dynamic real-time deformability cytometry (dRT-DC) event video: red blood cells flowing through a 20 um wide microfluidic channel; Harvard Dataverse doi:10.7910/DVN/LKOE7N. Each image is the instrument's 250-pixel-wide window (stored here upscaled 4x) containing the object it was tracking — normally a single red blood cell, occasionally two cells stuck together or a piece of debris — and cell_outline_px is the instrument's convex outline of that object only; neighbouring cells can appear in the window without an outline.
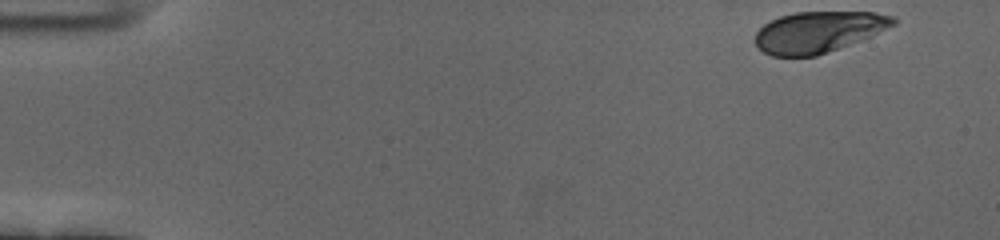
{"species": "human", "species_latin": "Homo sapiens", "temperature_condition": "cold", "stored_images_in_passage": 53, "camera_frame_rate_fps": 3000, "um_per_image_px": 0.085, "donor": {"sex": "female"}, "frame": {"image": 1, "passage_image": 1, "time_ms": 0.0, "image_size_px": [1000, 240], "cell_outline_px": [[896, 24], [860, 40], [816, 56], [772, 56], [764, 52], [756, 44], [756, 32], [764, 24], [780, 16], [796, 12], [872, 12], [896, 16]], "centroid_in_image_um": [69.57, 2.7], "position_along_channel_um": 15.4, "area_um2": 32.71}}
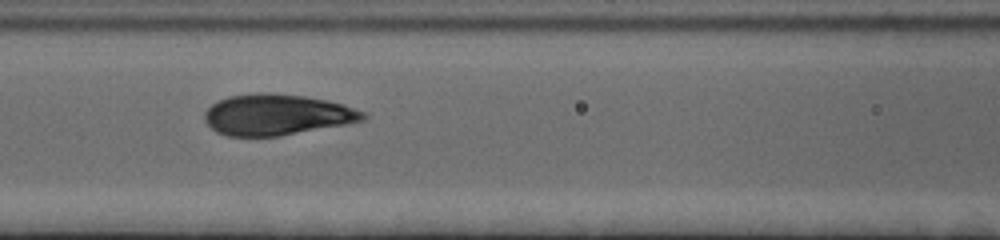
{"frame": {"image": 2, "passage_image": 22, "time_ms": 7.0, "image_size_px": [1000, 240], "cell_outline_px": [[368, 116], [364, 120], [344, 124], [280, 136], [228, 136], [216, 132], [204, 120], [204, 112], [216, 100], [228, 96], [264, 92], [304, 96], [344, 104], [364, 112]], "centroid_in_image_um": [23.5, 9.75], "position_along_channel_um": 143.1, "area_um2": 37.69}}
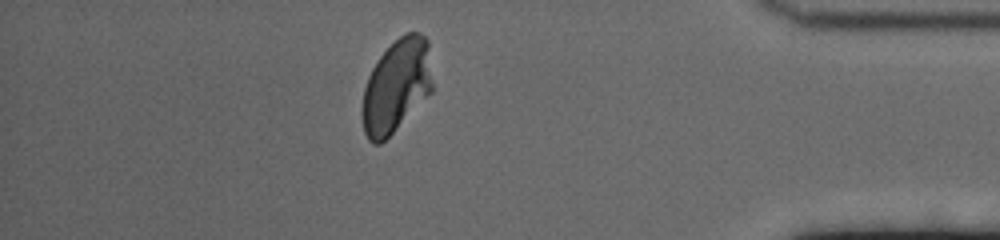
{"frame": {"image": 3, "passage_image": 46, "time_ms": 15.0, "image_size_px": [1000, 240], "cell_outline_px": [[432, 92], [380, 144], [372, 144], [368, 140], [364, 132], [360, 112], [364, 88], [368, 76], [372, 68], [380, 56], [400, 36], [408, 32], [420, 32], [428, 40], [432, 84]], "centroid_in_image_um": [33.67, 7.32], "position_along_channel_um": 401.5, "area_um2": 38.03}, "authors_computed_cell_mechanics": {"area_um2": 37.9168, "velocity_mm_per_s": 3.6497, "shape_relaxation_time_tau1_ms": 3.217, "shape_relaxation_time_tau2_ms": null, "deformation_change_tau1": 0.1296, "deformation_change_tau2": null}}